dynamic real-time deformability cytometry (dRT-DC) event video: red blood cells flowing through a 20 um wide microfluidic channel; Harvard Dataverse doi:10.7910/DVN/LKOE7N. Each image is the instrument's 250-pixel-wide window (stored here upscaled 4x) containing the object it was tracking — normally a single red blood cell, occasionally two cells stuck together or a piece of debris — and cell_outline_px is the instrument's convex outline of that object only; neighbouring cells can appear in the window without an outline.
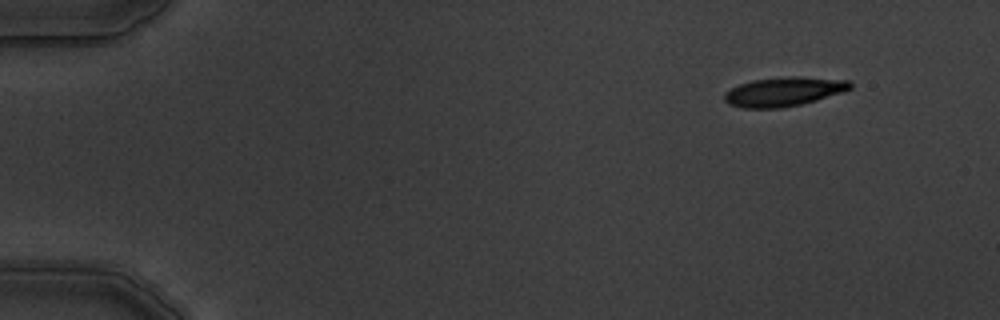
{"species": "common noctule bat (a hibernating species)", "species_latin": "Nyctalus noctula", "temperature_condition": "warm", "stored_images_in_passage": 5, "camera_frame_rate_fps": 3000, "um_per_image_px": 0.085, "animal": {"sex": "male", "body_mass_g": 19.5, "forearm_length_mm": 54.6}, "frame": {"image": 1, "passage_image": 1, "time_ms": 0.0, "image_size_px": [1000, 320], "cell_outline_px": [[852, 88], [816, 100], [800, 104], [780, 108], [744, 108], [728, 104], [724, 100], [724, 92], [740, 84], [752, 80], [788, 76], [800, 76], [852, 80]], "centroid_in_image_um": [66.62, 7.78], "position_along_channel_um": 18.4, "area_um2": 21.39}}
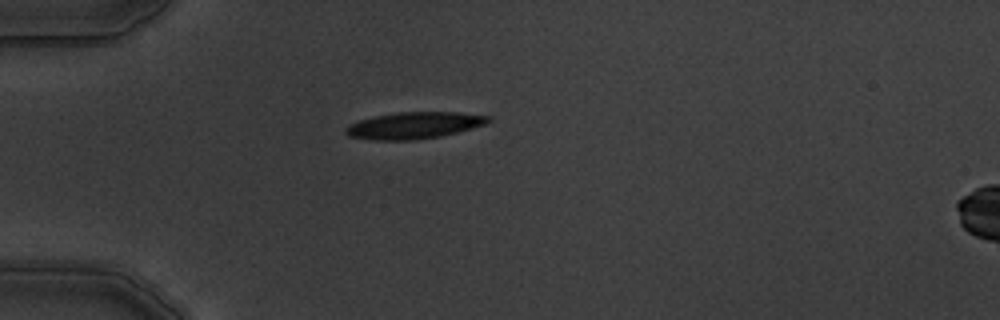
{"frame": {"image": 2, "passage_image": 4, "time_ms": 3.333, "image_size_px": [1000, 320], "cell_outline_px": [[492, 120], [484, 124], [456, 132], [440, 136], [412, 140], [376, 140], [348, 136], [344, 132], [344, 128], [360, 120], [376, 116], [400, 112], [460, 112], [488, 116]], "centroid_in_image_um": [35.18, 10.66], "position_along_channel_um": 49.8, "area_um2": 21.79}}